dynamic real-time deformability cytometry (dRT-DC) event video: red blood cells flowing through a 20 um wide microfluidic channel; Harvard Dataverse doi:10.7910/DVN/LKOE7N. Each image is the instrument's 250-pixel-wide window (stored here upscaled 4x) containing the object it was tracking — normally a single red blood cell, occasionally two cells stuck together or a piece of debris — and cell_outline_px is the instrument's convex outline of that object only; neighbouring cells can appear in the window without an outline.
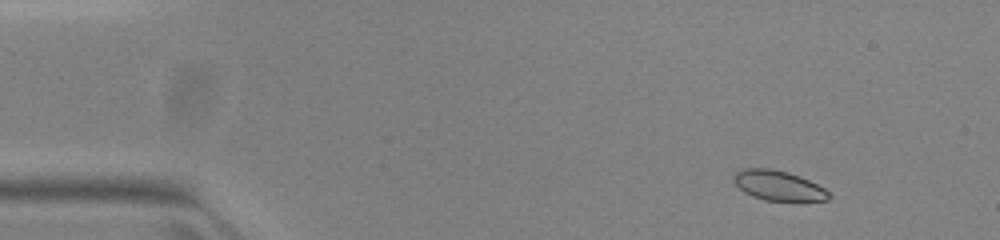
{"species": "common noctule bat (a hibernating species)", "species_latin": "Nyctalus noctula", "temperature_condition": "warm", "stored_images_in_passage": 50, "camera_frame_rate_fps": 3000, "um_per_image_px": 0.085, "animal": {"sex": "female", "body_mass_g": 23.0, "forearm_length_mm": 53.4}, "frame": {"image": 1, "passage_image": 3, "time_ms": 0.667, "image_size_px": [1000, 240], "cell_outline_px": [[832, 196], [828, 200], [764, 200], [752, 196], [744, 192], [732, 180], [732, 176], [736, 172], [744, 168], [772, 168], [788, 172], [808, 180], [824, 188]], "centroid_in_image_um": [66.12, 15.76], "position_along_channel_um": 18.9, "area_um2": 16.42}}
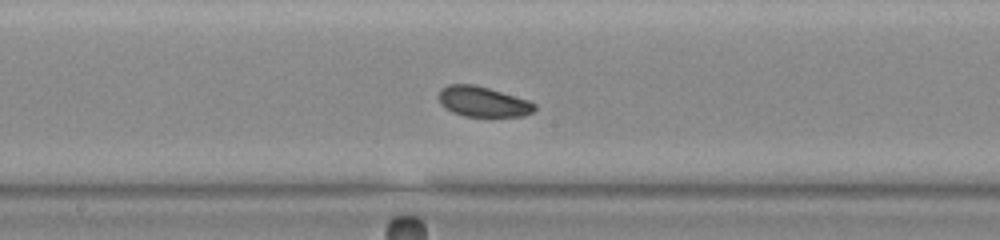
{"frame": {"image": 2, "passage_image": 25, "time_ms": 8.0, "image_size_px": [1000, 240], "cell_outline_px": [[536, 108], [532, 112], [524, 116], [464, 116], [452, 112], [440, 104], [436, 96], [440, 88], [448, 84], [472, 84], [488, 88], [528, 100], [536, 104]], "centroid_in_image_um": [40.99, 8.63], "position_along_channel_um": 207.2, "area_um2": 16.99}}
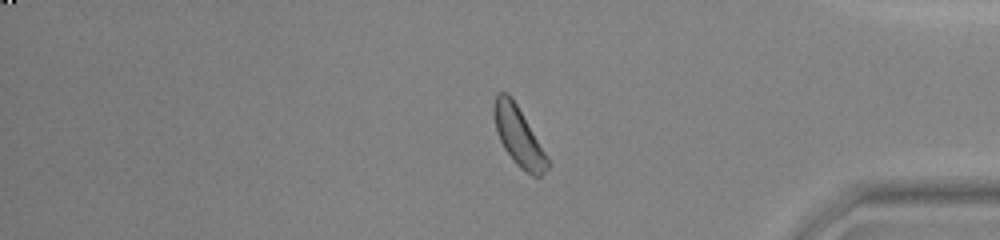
{"frame": {"image": 3, "passage_image": 41, "time_ms": 13.333, "image_size_px": [1000, 240], "cell_outline_px": [[548, 168], [540, 176], [532, 176], [520, 168], [516, 164], [504, 148], [496, 132], [492, 116], [492, 108], [496, 92], [508, 92], [512, 96], [548, 156]], "centroid_in_image_um": [44.04, 11.54], "position_along_channel_um": 391.2, "area_um2": 18.67}, "authors_computed_cell_mechanics": {"area_um2": 17.4556, "velocity_mm_per_s": 3.9125, "shape_relaxation_time_tau1_ms": 5.7195, "shape_relaxation_time_tau2_ms": 4.2141, "deformation_change_tau1": 0.0911, "deformation_change_tau2": 0.082}}